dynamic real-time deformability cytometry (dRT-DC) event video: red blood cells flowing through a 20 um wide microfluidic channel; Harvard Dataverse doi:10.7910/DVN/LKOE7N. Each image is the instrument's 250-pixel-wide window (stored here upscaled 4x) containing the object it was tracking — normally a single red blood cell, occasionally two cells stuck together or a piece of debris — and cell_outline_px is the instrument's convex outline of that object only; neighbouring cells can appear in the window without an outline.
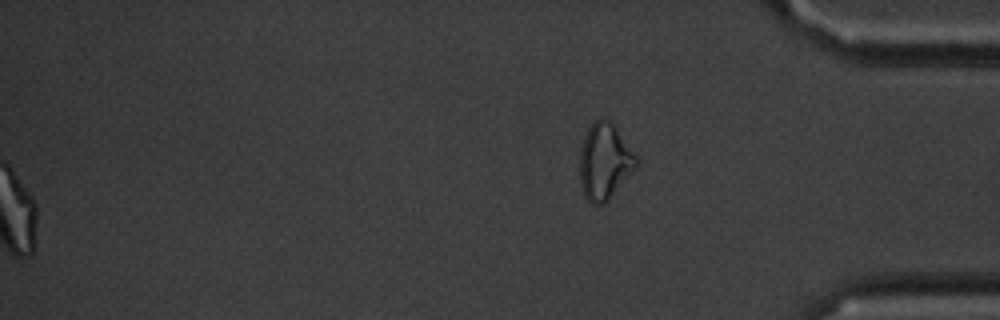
{"species": "common noctule bat (a hibernating species)", "species_latin": "Nyctalus noctula", "temperature_condition": "cold", "stored_images_in_passage": 57, "segment_of_instrument_passage": [2, 2], "camera_frame_rate_fps": 3000, "um_per_image_px": 0.085, "animal": {"sex": "male", "body_mass_g": 20.1, "forearm_length_mm": 53.5}, "frame": {"image": 1, "passage_image": 57, "time_ms": 18.667, "image_size_px": [1000, 320], "cell_outline_px": [[640, 164], [608, 200], [604, 204], [592, 204], [584, 196], [580, 184], [580, 148], [584, 136], [588, 128], [596, 120], [604, 116], [616, 128], [640, 160]], "centroid_in_image_um": [51.4, 13.73], "position_along_channel_um": 383.8, "area_um2": 25.2}}